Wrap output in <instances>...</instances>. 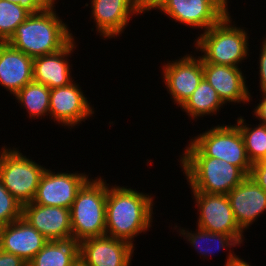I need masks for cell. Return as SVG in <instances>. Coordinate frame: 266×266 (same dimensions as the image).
I'll return each instance as SVG.
<instances>
[{"instance_id":"cell-1","label":"cell","mask_w":266,"mask_h":266,"mask_svg":"<svg viewBox=\"0 0 266 266\" xmlns=\"http://www.w3.org/2000/svg\"><path fill=\"white\" fill-rule=\"evenodd\" d=\"M153 200L151 195L131 187L108 185L105 235L134 246V238L152 227Z\"/></svg>"},{"instance_id":"cell-2","label":"cell","mask_w":266,"mask_h":266,"mask_svg":"<svg viewBox=\"0 0 266 266\" xmlns=\"http://www.w3.org/2000/svg\"><path fill=\"white\" fill-rule=\"evenodd\" d=\"M56 5L31 13L21 23L8 43L31 58L56 53L74 37L68 25L55 11Z\"/></svg>"},{"instance_id":"cell-3","label":"cell","mask_w":266,"mask_h":266,"mask_svg":"<svg viewBox=\"0 0 266 266\" xmlns=\"http://www.w3.org/2000/svg\"><path fill=\"white\" fill-rule=\"evenodd\" d=\"M228 12L218 23L199 34L194 41L195 50L201 51L199 56L204 62L238 67L249 55L247 31L232 25Z\"/></svg>"},{"instance_id":"cell-4","label":"cell","mask_w":266,"mask_h":266,"mask_svg":"<svg viewBox=\"0 0 266 266\" xmlns=\"http://www.w3.org/2000/svg\"><path fill=\"white\" fill-rule=\"evenodd\" d=\"M108 185L104 179L96 177L89 179L78 191L70 208L75 241L105 235Z\"/></svg>"},{"instance_id":"cell-5","label":"cell","mask_w":266,"mask_h":266,"mask_svg":"<svg viewBox=\"0 0 266 266\" xmlns=\"http://www.w3.org/2000/svg\"><path fill=\"white\" fill-rule=\"evenodd\" d=\"M181 168L192 192L227 195L247 175L225 160L208 156H180Z\"/></svg>"},{"instance_id":"cell-6","label":"cell","mask_w":266,"mask_h":266,"mask_svg":"<svg viewBox=\"0 0 266 266\" xmlns=\"http://www.w3.org/2000/svg\"><path fill=\"white\" fill-rule=\"evenodd\" d=\"M194 137L180 156H208L225 160L249 176L252 164L247 157L243 137L235 124L214 126Z\"/></svg>"},{"instance_id":"cell-7","label":"cell","mask_w":266,"mask_h":266,"mask_svg":"<svg viewBox=\"0 0 266 266\" xmlns=\"http://www.w3.org/2000/svg\"><path fill=\"white\" fill-rule=\"evenodd\" d=\"M6 147L0 150V180L22 205L31 203L46 168L24 156L19 149Z\"/></svg>"},{"instance_id":"cell-8","label":"cell","mask_w":266,"mask_h":266,"mask_svg":"<svg viewBox=\"0 0 266 266\" xmlns=\"http://www.w3.org/2000/svg\"><path fill=\"white\" fill-rule=\"evenodd\" d=\"M198 207L197 227L209 232L234 236L243 243L244 231L236 223L227 195L192 192Z\"/></svg>"},{"instance_id":"cell-9","label":"cell","mask_w":266,"mask_h":266,"mask_svg":"<svg viewBox=\"0 0 266 266\" xmlns=\"http://www.w3.org/2000/svg\"><path fill=\"white\" fill-rule=\"evenodd\" d=\"M228 0H169L160 10L176 22L204 32L228 12Z\"/></svg>"},{"instance_id":"cell-10","label":"cell","mask_w":266,"mask_h":266,"mask_svg":"<svg viewBox=\"0 0 266 266\" xmlns=\"http://www.w3.org/2000/svg\"><path fill=\"white\" fill-rule=\"evenodd\" d=\"M89 178L85 173H55L46 169L41 176L33 203L70 209L78 191Z\"/></svg>"},{"instance_id":"cell-11","label":"cell","mask_w":266,"mask_h":266,"mask_svg":"<svg viewBox=\"0 0 266 266\" xmlns=\"http://www.w3.org/2000/svg\"><path fill=\"white\" fill-rule=\"evenodd\" d=\"M162 69L167 91L178 107L192 95L204 78L202 59L192 54L168 61Z\"/></svg>"},{"instance_id":"cell-12","label":"cell","mask_w":266,"mask_h":266,"mask_svg":"<svg viewBox=\"0 0 266 266\" xmlns=\"http://www.w3.org/2000/svg\"><path fill=\"white\" fill-rule=\"evenodd\" d=\"M134 250L129 242L106 235L79 242V258L84 266H130Z\"/></svg>"},{"instance_id":"cell-13","label":"cell","mask_w":266,"mask_h":266,"mask_svg":"<svg viewBox=\"0 0 266 266\" xmlns=\"http://www.w3.org/2000/svg\"><path fill=\"white\" fill-rule=\"evenodd\" d=\"M83 93L75 81L64 87L50 89L49 117L68 128L85 122L94 114V109Z\"/></svg>"},{"instance_id":"cell-14","label":"cell","mask_w":266,"mask_h":266,"mask_svg":"<svg viewBox=\"0 0 266 266\" xmlns=\"http://www.w3.org/2000/svg\"><path fill=\"white\" fill-rule=\"evenodd\" d=\"M92 17L100 36L110 39L124 33L129 19L140 14L138 0H90Z\"/></svg>"},{"instance_id":"cell-15","label":"cell","mask_w":266,"mask_h":266,"mask_svg":"<svg viewBox=\"0 0 266 266\" xmlns=\"http://www.w3.org/2000/svg\"><path fill=\"white\" fill-rule=\"evenodd\" d=\"M22 217L48 241L73 239L68 208L31 202L23 205Z\"/></svg>"},{"instance_id":"cell-16","label":"cell","mask_w":266,"mask_h":266,"mask_svg":"<svg viewBox=\"0 0 266 266\" xmlns=\"http://www.w3.org/2000/svg\"><path fill=\"white\" fill-rule=\"evenodd\" d=\"M203 63V74L224 103H248L252 100L246 77L241 68L229 65Z\"/></svg>"},{"instance_id":"cell-17","label":"cell","mask_w":266,"mask_h":266,"mask_svg":"<svg viewBox=\"0 0 266 266\" xmlns=\"http://www.w3.org/2000/svg\"><path fill=\"white\" fill-rule=\"evenodd\" d=\"M236 223L247 230L266 211V192L249 176L227 194Z\"/></svg>"},{"instance_id":"cell-18","label":"cell","mask_w":266,"mask_h":266,"mask_svg":"<svg viewBox=\"0 0 266 266\" xmlns=\"http://www.w3.org/2000/svg\"><path fill=\"white\" fill-rule=\"evenodd\" d=\"M48 240L20 217L0 227V249L29 262Z\"/></svg>"},{"instance_id":"cell-19","label":"cell","mask_w":266,"mask_h":266,"mask_svg":"<svg viewBox=\"0 0 266 266\" xmlns=\"http://www.w3.org/2000/svg\"><path fill=\"white\" fill-rule=\"evenodd\" d=\"M76 48L73 38L63 49L56 53L33 58V81L46 85L49 89L64 87L72 82L70 67L67 57Z\"/></svg>"},{"instance_id":"cell-20","label":"cell","mask_w":266,"mask_h":266,"mask_svg":"<svg viewBox=\"0 0 266 266\" xmlns=\"http://www.w3.org/2000/svg\"><path fill=\"white\" fill-rule=\"evenodd\" d=\"M33 81V58L0 42V85L13 96Z\"/></svg>"},{"instance_id":"cell-21","label":"cell","mask_w":266,"mask_h":266,"mask_svg":"<svg viewBox=\"0 0 266 266\" xmlns=\"http://www.w3.org/2000/svg\"><path fill=\"white\" fill-rule=\"evenodd\" d=\"M80 262L79 242L70 240L47 241L27 266H75Z\"/></svg>"},{"instance_id":"cell-22","label":"cell","mask_w":266,"mask_h":266,"mask_svg":"<svg viewBox=\"0 0 266 266\" xmlns=\"http://www.w3.org/2000/svg\"><path fill=\"white\" fill-rule=\"evenodd\" d=\"M223 105L225 103L216 90L203 78L196 90L180 107L194 120L198 117L217 114Z\"/></svg>"},{"instance_id":"cell-23","label":"cell","mask_w":266,"mask_h":266,"mask_svg":"<svg viewBox=\"0 0 266 266\" xmlns=\"http://www.w3.org/2000/svg\"><path fill=\"white\" fill-rule=\"evenodd\" d=\"M179 230L181 237L183 236L186 241H189L191 243L190 245H192L201 256L203 255V258H205V256L209 257V255H212L215 251L219 252V250L223 248L227 251V249L229 250L231 247L241 246V243L232 235L209 232L199 227H197L196 231H193V233L184 228H179Z\"/></svg>"},{"instance_id":"cell-24","label":"cell","mask_w":266,"mask_h":266,"mask_svg":"<svg viewBox=\"0 0 266 266\" xmlns=\"http://www.w3.org/2000/svg\"><path fill=\"white\" fill-rule=\"evenodd\" d=\"M15 99L21 107L27 110L30 118L49 115L50 110V89L43 84L32 81L26 84L15 95Z\"/></svg>"},{"instance_id":"cell-25","label":"cell","mask_w":266,"mask_h":266,"mask_svg":"<svg viewBox=\"0 0 266 266\" xmlns=\"http://www.w3.org/2000/svg\"><path fill=\"white\" fill-rule=\"evenodd\" d=\"M243 118H237L236 126L243 137L249 161L253 164L266 160V125L259 123L256 127L250 128L252 125L244 123Z\"/></svg>"},{"instance_id":"cell-26","label":"cell","mask_w":266,"mask_h":266,"mask_svg":"<svg viewBox=\"0 0 266 266\" xmlns=\"http://www.w3.org/2000/svg\"><path fill=\"white\" fill-rule=\"evenodd\" d=\"M31 12L8 0H0V42H8Z\"/></svg>"},{"instance_id":"cell-27","label":"cell","mask_w":266,"mask_h":266,"mask_svg":"<svg viewBox=\"0 0 266 266\" xmlns=\"http://www.w3.org/2000/svg\"><path fill=\"white\" fill-rule=\"evenodd\" d=\"M23 205L4 187L0 180V227L22 217Z\"/></svg>"},{"instance_id":"cell-28","label":"cell","mask_w":266,"mask_h":266,"mask_svg":"<svg viewBox=\"0 0 266 266\" xmlns=\"http://www.w3.org/2000/svg\"><path fill=\"white\" fill-rule=\"evenodd\" d=\"M12 3L19 4L31 13H37L48 9L51 5L56 4V0H8Z\"/></svg>"},{"instance_id":"cell-29","label":"cell","mask_w":266,"mask_h":266,"mask_svg":"<svg viewBox=\"0 0 266 266\" xmlns=\"http://www.w3.org/2000/svg\"><path fill=\"white\" fill-rule=\"evenodd\" d=\"M249 177L266 192V160L253 163Z\"/></svg>"},{"instance_id":"cell-30","label":"cell","mask_w":266,"mask_h":266,"mask_svg":"<svg viewBox=\"0 0 266 266\" xmlns=\"http://www.w3.org/2000/svg\"><path fill=\"white\" fill-rule=\"evenodd\" d=\"M259 56L260 91L266 92V38L263 39Z\"/></svg>"},{"instance_id":"cell-31","label":"cell","mask_w":266,"mask_h":266,"mask_svg":"<svg viewBox=\"0 0 266 266\" xmlns=\"http://www.w3.org/2000/svg\"><path fill=\"white\" fill-rule=\"evenodd\" d=\"M0 266H27L21 257L0 249Z\"/></svg>"},{"instance_id":"cell-32","label":"cell","mask_w":266,"mask_h":266,"mask_svg":"<svg viewBox=\"0 0 266 266\" xmlns=\"http://www.w3.org/2000/svg\"><path fill=\"white\" fill-rule=\"evenodd\" d=\"M169 0H138L140 13L151 11L152 9L161 10Z\"/></svg>"},{"instance_id":"cell-33","label":"cell","mask_w":266,"mask_h":266,"mask_svg":"<svg viewBox=\"0 0 266 266\" xmlns=\"http://www.w3.org/2000/svg\"><path fill=\"white\" fill-rule=\"evenodd\" d=\"M262 99H260L261 102L255 107L254 114L257 119L266 125V92L261 93Z\"/></svg>"},{"instance_id":"cell-34","label":"cell","mask_w":266,"mask_h":266,"mask_svg":"<svg viewBox=\"0 0 266 266\" xmlns=\"http://www.w3.org/2000/svg\"><path fill=\"white\" fill-rule=\"evenodd\" d=\"M229 251V255L226 256L227 262H225L224 266H252L249 262H246L244 259L239 258L238 255H235L233 251Z\"/></svg>"},{"instance_id":"cell-35","label":"cell","mask_w":266,"mask_h":266,"mask_svg":"<svg viewBox=\"0 0 266 266\" xmlns=\"http://www.w3.org/2000/svg\"><path fill=\"white\" fill-rule=\"evenodd\" d=\"M75 266H84L81 262H78Z\"/></svg>"}]
</instances>
